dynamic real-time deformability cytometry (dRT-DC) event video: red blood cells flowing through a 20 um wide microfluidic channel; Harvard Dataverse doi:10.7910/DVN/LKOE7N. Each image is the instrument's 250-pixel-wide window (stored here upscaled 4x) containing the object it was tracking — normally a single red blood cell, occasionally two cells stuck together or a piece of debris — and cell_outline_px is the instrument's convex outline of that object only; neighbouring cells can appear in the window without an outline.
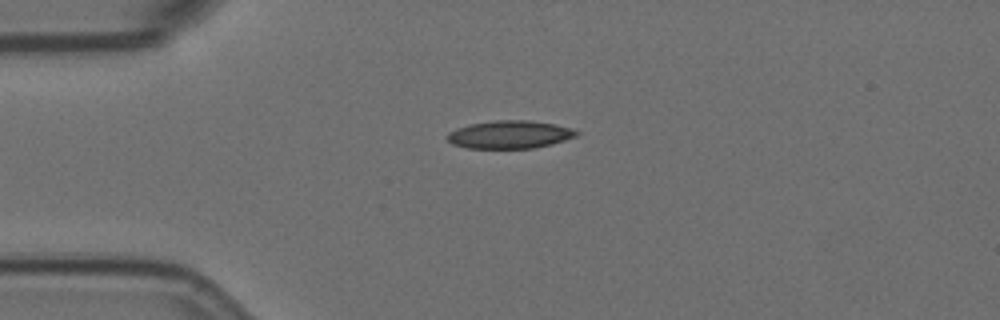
{"species": "Egyptian fruit bat (a non-hibernating species)", "species_latin": "Rousettus aegyptiacus", "temperature_condition": "room temperature", "stored_images_in_passage": 6, "camera_frame_rate_fps": 3000, "um_per_image_px": 0.085, "animal": {"sex": "female"}, "frame": {"image": 1, "passage_image": 1, "time_ms": 0.0, "image_size_px": [1000, 320], "cell_outline_px": [[580, 132], [576, 136], [552, 144], [536, 148], [468, 148], [452, 144], [444, 136], [448, 132], [456, 128], [472, 124], [496, 120], [528, 120], [556, 124], [572, 128]], "centroid_in_image_um": [43.33, 11.44], "position_along_channel_um": 41.7, "area_um2": 21.1}}